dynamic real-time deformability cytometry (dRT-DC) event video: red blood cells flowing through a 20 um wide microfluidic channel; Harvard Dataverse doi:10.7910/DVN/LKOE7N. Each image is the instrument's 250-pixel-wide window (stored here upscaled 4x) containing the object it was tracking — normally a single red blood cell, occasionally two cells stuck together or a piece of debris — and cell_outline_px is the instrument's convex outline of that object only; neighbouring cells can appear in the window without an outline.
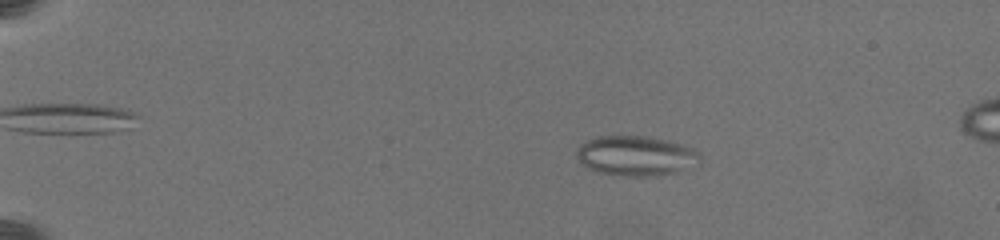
{"species": "common noctule bat (a hibernating species)", "species_latin": "Nyctalus noctula", "temperature_condition": "warm", "stored_images_in_passage": 72, "camera_frame_rate_fps": 3000, "um_per_image_px": 0.085, "animal": {"sex": "female", "body_mass_g": 19.5, "forearm_length_mm": 54.1}, "frame": {"image": 1, "passage_image": 15, "time_ms": 4.0, "image_size_px": [1000, 240], "cell_outline_px": [[700, 164], [676, 172], [656, 176], [624, 176], [600, 172], [588, 168], [580, 164], [576, 156], [576, 148], [580, 144], [596, 136], [648, 136], [668, 140], [684, 144], [700, 152]], "centroid_in_image_um": [54.07, 13.24], "position_along_channel_um": 30.9, "area_um2": 29.13}}
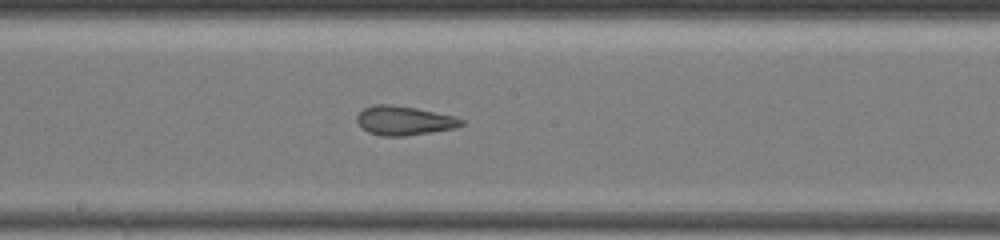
{"frame": {"image": 2, "passage_image": 42, "time_ms": 12.0, "image_size_px": [1000, 240], "cell_outline_px": [[464, 124], [456, 128], [432, 132], [404, 136], [380, 136], [368, 132], [356, 120], [356, 116], [364, 108], [376, 104], [392, 104], [416, 108], [452, 116], [464, 120]], "centroid_in_image_um": [34.34, 10.25], "position_along_channel_um": 213.9, "area_um2": 17.63}}
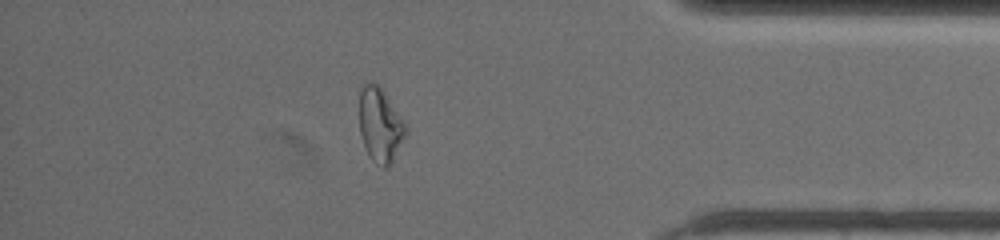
{"frame": {"image": 3, "passage_image": 65, "time_ms": 18.0, "image_size_px": [1000, 240], "cell_outline_px": [[408, 132], [392, 164], [388, 168], [384, 168], [376, 164], [368, 156], [364, 148], [360, 136], [360, 92], [364, 80], [380, 84], [408, 128]], "centroid_in_image_um": [32.32, 10.64], "position_along_channel_um": 402.9, "area_um2": 20.69}, "authors_computed_cell_mechanics": {"area_um2": 20.6635, "velocity_mm_per_s": 3.532, "shape_relaxation_time_tau1_ms": null, "shape_relaxation_time_tau2_ms": 1.7586, "deformation_change_tau1": null, "deformation_change_tau2": 0.1083}}